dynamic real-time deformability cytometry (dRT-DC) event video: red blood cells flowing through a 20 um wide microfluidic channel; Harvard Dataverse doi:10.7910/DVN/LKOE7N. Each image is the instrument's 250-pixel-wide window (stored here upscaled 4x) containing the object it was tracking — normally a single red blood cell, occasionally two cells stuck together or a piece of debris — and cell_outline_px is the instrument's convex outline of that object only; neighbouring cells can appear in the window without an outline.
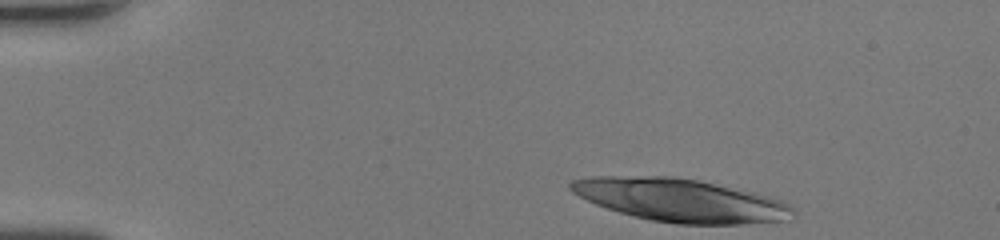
{"species": "human", "species_latin": "Homo sapiens", "temperature_condition": "room temperature", "stored_images_in_passage": 37, "camera_frame_rate_fps": 3000, "um_per_image_px": 0.085, "donor": {"sex": "female"}, "frame": {"image": 1, "passage_image": 1, "time_ms": 0.0, "image_size_px": [1000, 240], "cell_outline_px": [[796, 208], [792, 220], [740, 224], [676, 224], [652, 220], [620, 212], [596, 204], [572, 192], [568, 188], [568, 184], [572, 180], [592, 176], [676, 176], [700, 180], [772, 196], [784, 200]], "centroid_in_image_um": [57.93, 17.01], "position_along_channel_um": 27.1, "area_um2": 56.18}}
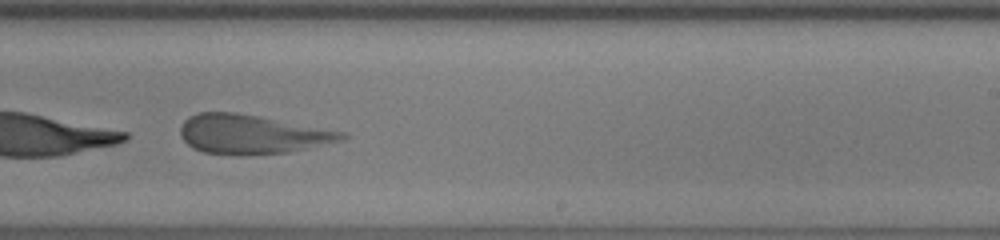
{"frame": {"image": 2, "passage_image": 25, "time_ms": 8.0, "image_size_px": [1000, 240], "cell_outline_px": [[348, 136], [344, 140], [288, 152], [240, 156], [204, 152], [192, 148], [180, 136], [180, 128], [184, 120], [188, 116], [200, 112], [236, 112], [260, 116], [348, 132]], "centroid_in_image_um": [21.42, 11.41], "position_along_channel_um": 267.6, "area_um2": 37.22}}
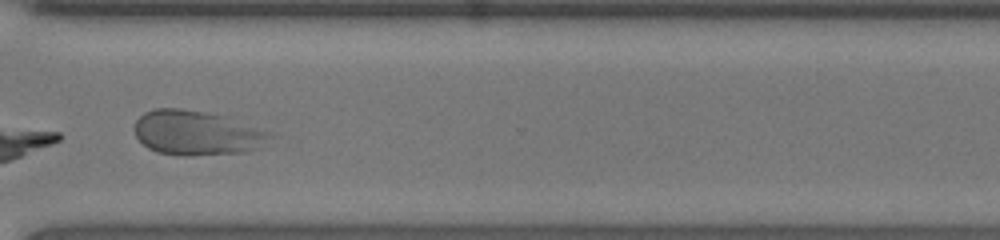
{"frame": {"image": 3, "passage_image": 31, "time_ms": 10.0, "image_size_px": [1000, 240], "cell_outline_px": [[276, 136], [260, 148], [248, 152], [188, 156], [184, 156], [156, 152], [148, 148], [136, 136], [132, 128], [136, 120], [144, 112], [156, 108], [180, 108], [228, 116], [272, 132]], "centroid_in_image_um": [16.78, 11.3], "position_along_channel_um": 353.8, "area_um2": 35.95}}